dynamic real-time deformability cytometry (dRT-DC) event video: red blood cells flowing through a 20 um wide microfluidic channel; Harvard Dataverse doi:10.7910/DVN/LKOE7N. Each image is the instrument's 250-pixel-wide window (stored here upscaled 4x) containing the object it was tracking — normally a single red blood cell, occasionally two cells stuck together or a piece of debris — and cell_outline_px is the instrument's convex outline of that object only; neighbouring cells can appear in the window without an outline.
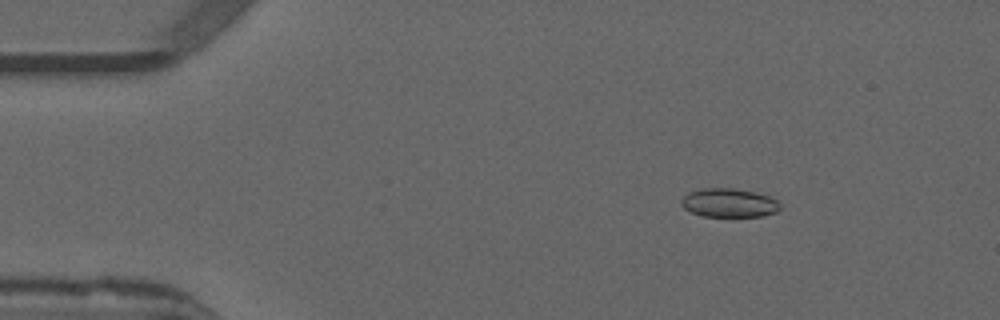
{"species": "common noctule bat (a hibernating species)", "species_latin": "Nyctalus noctula", "temperature_condition": "warm", "stored_images_in_passage": 10, "camera_frame_rate_fps": 3000, "um_per_image_px": 0.085, "animal": {"sex": "male", "forearm_length_mm": 52.5}, "frame": {"image": 1, "passage_image": 7, "time_ms": 2.0, "image_size_px": [1000, 320], "cell_outline_px": [[780, 208], [776, 212], [764, 216], [732, 220], [704, 216], [692, 212], [684, 208], [680, 204], [680, 200], [688, 192], [704, 188], [732, 188], [752, 192], [768, 196], [776, 200], [780, 204]], "centroid_in_image_um": [61.96, 17.3], "position_along_channel_um": 23.0, "area_um2": 17.28}}